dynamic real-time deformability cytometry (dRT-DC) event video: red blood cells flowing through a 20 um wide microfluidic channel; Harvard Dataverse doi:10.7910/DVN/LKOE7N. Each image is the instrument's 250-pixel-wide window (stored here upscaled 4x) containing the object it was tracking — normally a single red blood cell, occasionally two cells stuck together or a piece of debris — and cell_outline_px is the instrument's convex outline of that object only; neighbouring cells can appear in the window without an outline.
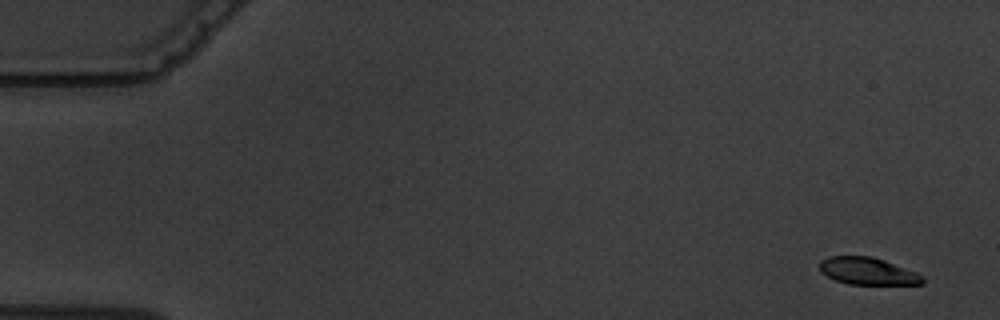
{"species": "common noctule bat (a hibernating species)", "species_latin": "Nyctalus noctula", "temperature_condition": "warm", "stored_images_in_passage": 5, "camera_frame_rate_fps": 3000, "um_per_image_px": 0.085, "animal": {"sex": "male", "body_mass_g": 19.5, "forearm_length_mm": 54.6}, "frame": {"image": 1, "passage_image": 1, "time_ms": 0.0, "image_size_px": [1000, 320], "cell_outline_px": [[924, 284], [848, 284], [836, 280], [820, 272], [820, 260], [828, 256], [872, 256], [884, 260], [916, 272], [924, 276]], "centroid_in_image_um": [73.75, 23.04], "position_along_channel_um": 11.2, "area_um2": 16.3}}
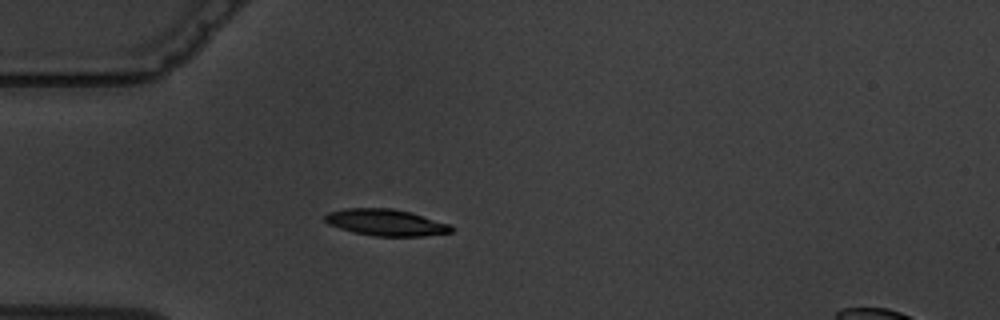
{"frame": {"image": 2, "passage_image": 5, "time_ms": 4.667, "image_size_px": [1000, 320], "cell_outline_px": [[452, 232], [424, 236], [376, 236], [356, 232], [340, 228], [328, 224], [324, 220], [324, 216], [328, 212], [344, 208], [392, 208], [408, 212], [448, 224], [452, 228]], "centroid_in_image_um": [32.74, 18.9], "position_along_channel_um": 52.3, "area_um2": 19.19}}